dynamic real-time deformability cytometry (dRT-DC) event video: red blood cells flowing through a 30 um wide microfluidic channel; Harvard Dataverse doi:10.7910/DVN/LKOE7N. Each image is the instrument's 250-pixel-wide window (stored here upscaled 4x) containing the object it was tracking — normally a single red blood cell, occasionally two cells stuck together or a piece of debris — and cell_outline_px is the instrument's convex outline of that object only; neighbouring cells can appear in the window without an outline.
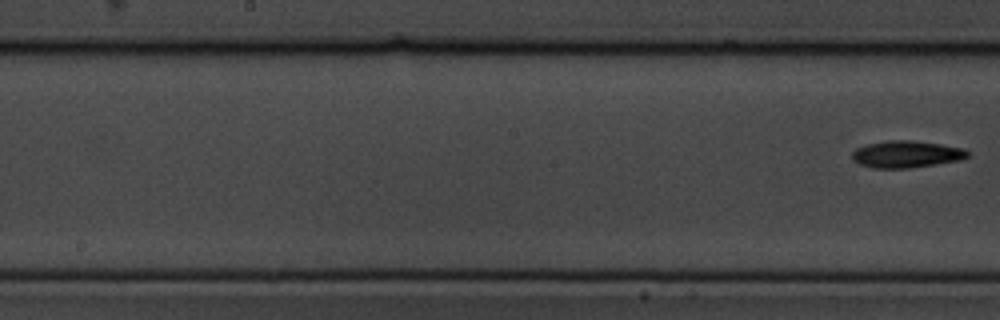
{"species": "common noctule bat (a hibernating species)", "species_latin": "Nyctalus noctula", "temperature_condition": "cold", "stored_images_in_passage": 10, "segment_of_instrument_passage": [2, 2], "camera_frame_rate_fps": 3000, "um_per_image_px": 0.085, "animal": {"sex": "male", "body_mass_g": 19.5, "forearm_length_mm": 54.6}, "frame": {"image": 1, "passage_image": 10, "time_ms": 11.333, "image_size_px": [1000, 320], "cell_outline_px": [[968, 156], [960, 160], [936, 164], [908, 168], [872, 168], [860, 164], [852, 160], [852, 152], [856, 148], [868, 144], [888, 140], [912, 140], [940, 144], [964, 148], [968, 152]], "centroid_in_image_um": [77.02, 13.11], "position_along_channel_um": 171.2, "area_um2": 18.09}}